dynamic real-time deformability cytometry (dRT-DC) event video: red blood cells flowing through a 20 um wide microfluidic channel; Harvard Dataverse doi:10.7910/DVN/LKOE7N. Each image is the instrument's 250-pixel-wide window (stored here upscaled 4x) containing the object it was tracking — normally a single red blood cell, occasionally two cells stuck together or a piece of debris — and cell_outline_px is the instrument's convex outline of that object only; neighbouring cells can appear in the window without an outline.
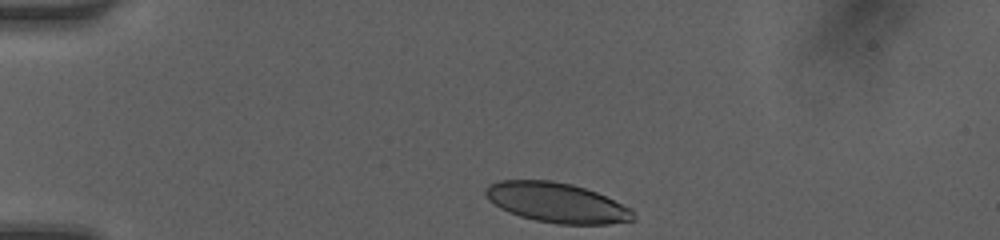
{"species": "human", "species_latin": "Homo sapiens", "temperature_condition": "room temperature", "stored_images_in_passage": 5, "camera_frame_rate_fps": 3000, "um_per_image_px": 0.085, "donor": {"sex": "female"}, "frame": {"image": 1, "passage_image": 1, "time_ms": 0.0, "image_size_px": [1000, 240], "cell_outline_px": [[636, 220], [608, 224], [560, 224], [536, 220], [520, 216], [508, 212], [500, 208], [488, 200], [484, 192], [484, 188], [488, 184], [500, 180], [552, 180], [572, 184], [596, 192], [632, 208], [636, 216]], "centroid_in_image_um": [47.32, 17.22], "position_along_channel_um": 37.7, "area_um2": 34.51}}
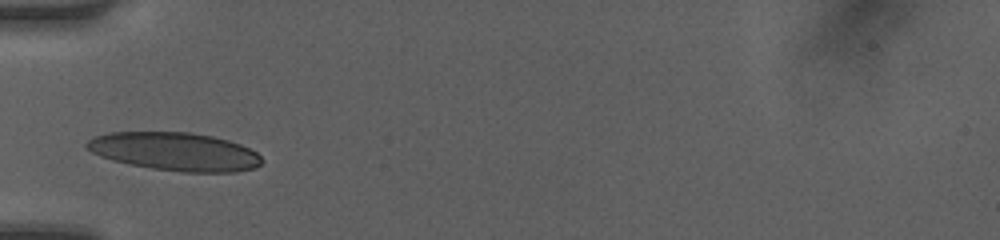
{"frame": {"image": 2, "passage_image": 3, "time_ms": 0.667, "image_size_px": [1000, 240], "cell_outline_px": [[264, 160], [256, 168], [236, 172], [184, 172], [152, 168], [112, 160], [100, 156], [92, 152], [84, 144], [92, 136], [108, 132], [188, 132], [212, 136], [228, 140], [240, 144], [256, 152]], "centroid_in_image_um": [14.87, 12.88], "position_along_channel_um": 70.1, "area_um2": 39.02}}
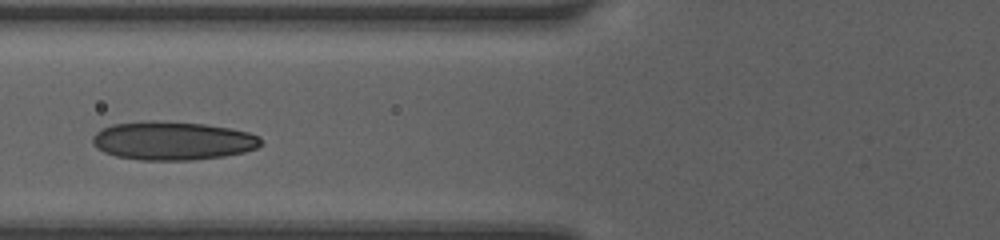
{"frame": {"image": 3, "passage_image": 4, "time_ms": 1.0, "image_size_px": [1000, 240], "cell_outline_px": [[260, 144], [256, 148], [244, 152], [224, 156], [192, 160], [140, 160], [116, 156], [104, 152], [96, 148], [92, 144], [92, 136], [100, 128], [112, 124], [148, 120], [152, 120], [204, 124], [228, 128], [248, 132], [260, 136]], "centroid_in_image_um": [14.62, 11.96], "position_along_channel_um": 111.2, "area_um2": 37.92}}